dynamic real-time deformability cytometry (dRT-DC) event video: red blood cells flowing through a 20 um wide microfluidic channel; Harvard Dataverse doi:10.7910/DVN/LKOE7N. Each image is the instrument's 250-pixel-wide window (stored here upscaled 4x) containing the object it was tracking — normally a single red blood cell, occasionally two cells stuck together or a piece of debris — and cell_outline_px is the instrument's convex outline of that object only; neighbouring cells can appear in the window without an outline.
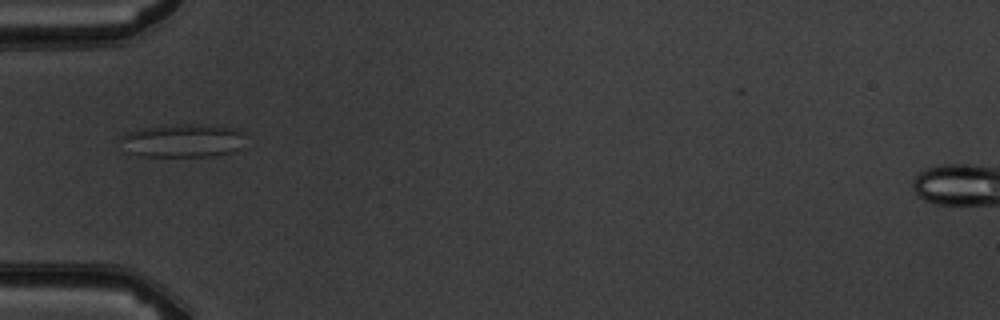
{"species": "common noctule bat (a hibernating species)", "species_latin": "Nyctalus noctula", "temperature_condition": "warm", "stored_images_in_passage": 6, "camera_frame_rate_fps": 3000, "um_per_image_px": 0.085, "animal": {"sex": "male", "body_mass_g": 19.5, "forearm_length_mm": 54.6}, "frame": {"image": 1, "passage_image": 6, "time_ms": 5.667, "image_size_px": [1000, 320], "cell_outline_px": [[244, 132], [240, 148], [236, 152], [216, 156], [140, 156], [124, 152], [120, 140], [120, 136], [128, 132], [144, 128], [164, 124], [212, 124], [240, 128]], "centroid_in_image_um": [15.55, 11.94], "position_along_channel_um": 69.5, "area_um2": 25.09}}